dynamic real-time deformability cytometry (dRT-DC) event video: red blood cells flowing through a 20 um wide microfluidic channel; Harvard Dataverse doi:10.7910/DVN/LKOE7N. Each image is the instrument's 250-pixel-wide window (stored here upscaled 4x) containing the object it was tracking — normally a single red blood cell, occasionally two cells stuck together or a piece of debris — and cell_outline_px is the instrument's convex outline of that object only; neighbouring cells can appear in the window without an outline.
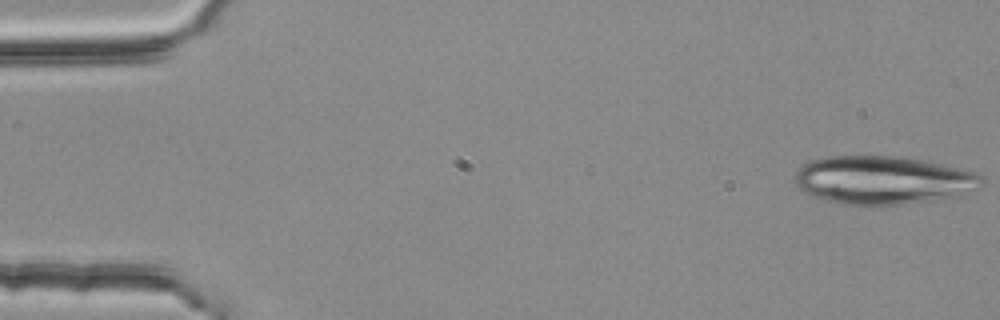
{"species": "common noctule bat (a hibernating species)", "species_latin": "Nyctalus noctula", "temperature_condition": "room temperature", "stored_images_in_passage": 16, "camera_frame_rate_fps": 3000, "um_per_image_px": 0.085, "animal": {"sex": "female", "body_mass_g": 25.1}, "frame": {"image": 1, "passage_image": 1, "time_ms": 0.0, "image_size_px": [1000, 320], "cell_outline_px": [[984, 184], [980, 188], [952, 196], [936, 200], [904, 204], [844, 204], [824, 200], [812, 196], [804, 192], [796, 184], [796, 172], [804, 164], [812, 160], [832, 156], [904, 156], [924, 160], [976, 172], [984, 180]], "centroid_in_image_um": [75.08, 15.3], "position_along_channel_um": 9.9, "area_um2": 52.25}}